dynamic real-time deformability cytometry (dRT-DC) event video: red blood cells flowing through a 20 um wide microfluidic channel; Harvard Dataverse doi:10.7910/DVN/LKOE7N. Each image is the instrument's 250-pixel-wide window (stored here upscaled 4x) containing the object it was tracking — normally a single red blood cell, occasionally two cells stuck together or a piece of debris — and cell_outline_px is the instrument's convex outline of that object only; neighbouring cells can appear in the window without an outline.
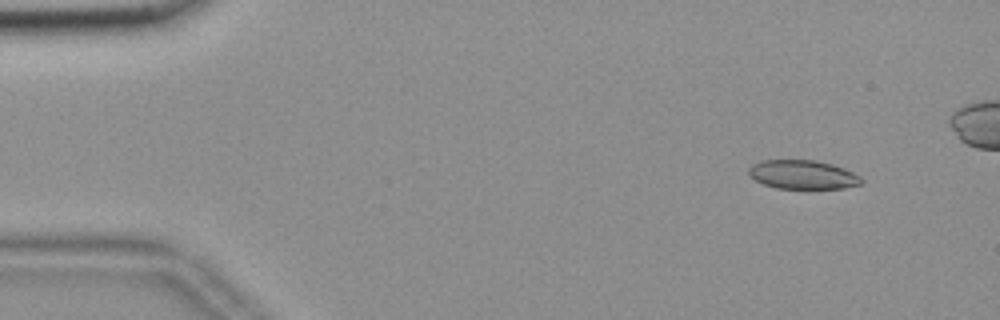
{"species": "common noctule bat (a hibernating species)", "species_latin": "Nyctalus noctula", "temperature_condition": "room temperature", "stored_images_in_passage": 46, "camera_frame_rate_fps": 3000, "um_per_image_px": 0.085, "animal": {"sex": "female", "body_mass_g": 18.4}, "frame": {"image": 1, "passage_image": 1, "time_ms": 0.0, "image_size_px": [1000, 320], "cell_outline_px": [[864, 180], [860, 184], [844, 188], [776, 188], [764, 184], [756, 180], [748, 172], [748, 168], [752, 164], [760, 160], [816, 160], [832, 164], [844, 168], [860, 176]], "centroid_in_image_um": [68.24, 14.83], "position_along_channel_um": 16.8, "area_um2": 18.9}}
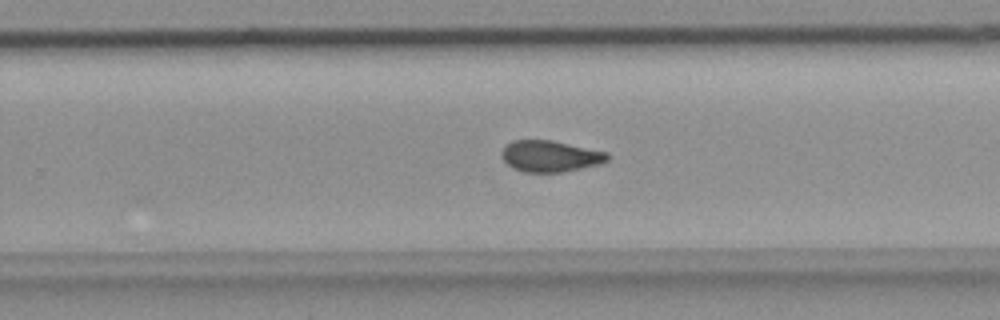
{"frame": {"image": 2, "passage_image": 31, "time_ms": 10.0, "image_size_px": [1000, 320], "cell_outline_px": [[608, 160], [600, 164], [560, 172], [524, 172], [512, 168], [504, 160], [500, 152], [512, 140], [552, 140], [608, 152]], "centroid_in_image_um": [46.76, 13.27], "position_along_channel_um": 283.0, "area_um2": 19.19}}
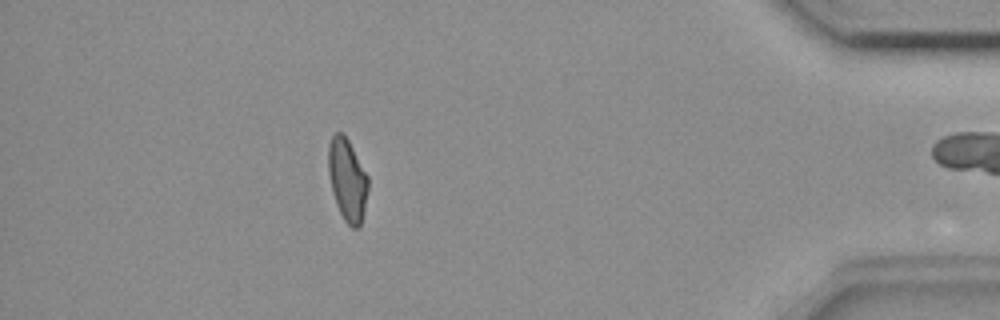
{"frame": {"image": 3, "passage_image": 45, "time_ms": 14.667, "image_size_px": [1000, 320], "cell_outline_px": [[368, 188], [360, 228], [352, 228], [344, 220], [336, 204], [332, 192], [328, 172], [328, 144], [332, 136], [336, 132], [344, 132], [368, 176]], "centroid_in_image_um": [29.51, 15.26], "position_along_channel_um": 405.7, "area_um2": 19.13}, "authors_computed_cell_mechanics": {"area_um2": 19.6809, "velocity_mm_per_s": 3.6675, "shape_relaxation_time_tau1_ms": null, "shape_relaxation_time_tau2_ms": 2.913, "deformation_change_tau1": null, "deformation_change_tau2": 0.0825}}